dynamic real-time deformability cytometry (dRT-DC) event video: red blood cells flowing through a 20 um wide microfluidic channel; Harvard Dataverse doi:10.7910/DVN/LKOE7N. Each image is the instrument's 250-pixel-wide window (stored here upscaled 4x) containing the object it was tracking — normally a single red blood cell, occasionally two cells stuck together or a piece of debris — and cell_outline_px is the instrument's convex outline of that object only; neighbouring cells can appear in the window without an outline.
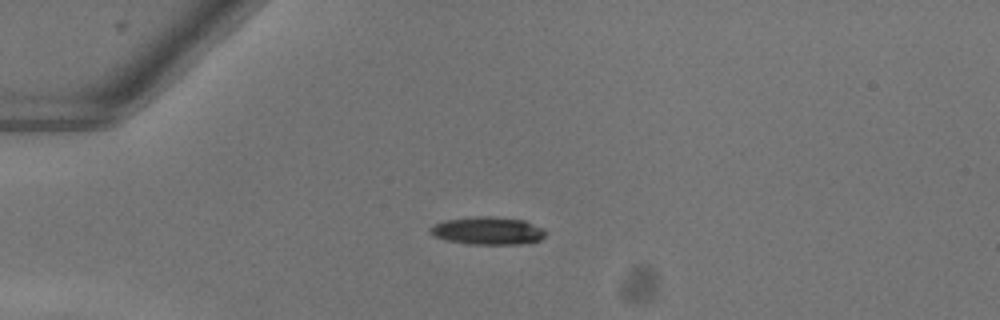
{"species": "common noctule bat (a hibernating species)", "species_latin": "Nyctalus noctula", "temperature_condition": "warm", "stored_images_in_passage": 39, "camera_frame_rate_fps": 3000, "um_per_image_px": 0.085, "animal": {"sex": "female"}, "frame": {"image": 1, "passage_image": 1, "time_ms": 0.0, "image_size_px": [1000, 320], "cell_outline_px": [[548, 232], [540, 240], [520, 244], [468, 244], [448, 240], [432, 236], [428, 232], [428, 228], [444, 220], [480, 216], [488, 216], [524, 220], [544, 228]], "centroid_in_image_um": [41.46, 19.61], "position_along_channel_um": 43.5, "area_um2": 18.73}}
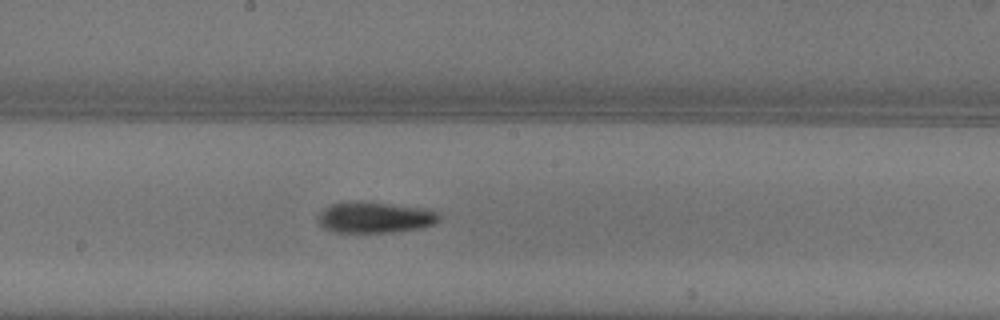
{"frame": {"image": 2, "passage_image": 16, "time_ms": 5.0, "image_size_px": [1000, 320], "cell_outline_px": [[440, 220], [436, 224], [424, 228], [392, 232], [336, 232], [324, 228], [320, 224], [320, 212], [324, 208], [332, 204], [356, 200], [360, 200], [428, 208], [440, 212]], "centroid_in_image_um": [31.97, 18.46], "position_along_channel_um": 216.2, "area_um2": 22.31}}
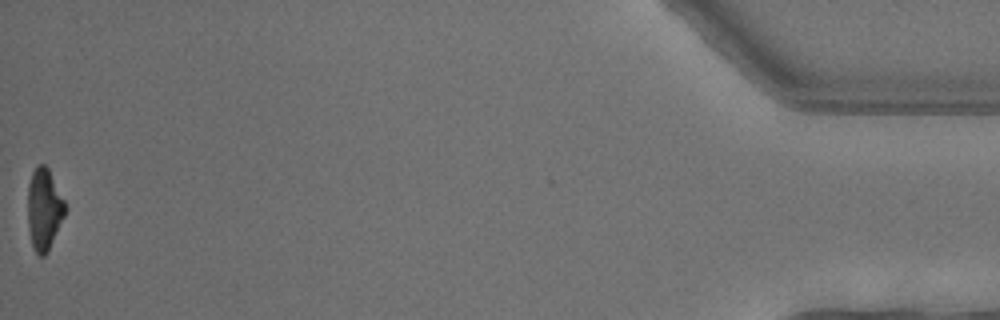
{"frame": {"image": 3, "passage_image": 39, "time_ms": 12.667, "image_size_px": [1000, 320], "cell_outline_px": [[68, 208], [48, 252], [44, 256], [40, 256], [36, 252], [32, 244], [28, 228], [28, 184], [32, 172], [36, 164], [44, 164], [48, 168]], "centroid_in_image_um": [3.75, 17.77], "position_along_channel_um": 431.4, "area_um2": 17.86}, "authors_computed_cell_mechanics": {"area_um2": 20.1144, "velocity_mm_per_s": 4.0659, "shape_relaxation_time_tau1_ms": 3.3785, "shape_relaxation_time_tau2_ms": null, "deformation_change_tau1": 0.1592, "deformation_change_tau2": null}}